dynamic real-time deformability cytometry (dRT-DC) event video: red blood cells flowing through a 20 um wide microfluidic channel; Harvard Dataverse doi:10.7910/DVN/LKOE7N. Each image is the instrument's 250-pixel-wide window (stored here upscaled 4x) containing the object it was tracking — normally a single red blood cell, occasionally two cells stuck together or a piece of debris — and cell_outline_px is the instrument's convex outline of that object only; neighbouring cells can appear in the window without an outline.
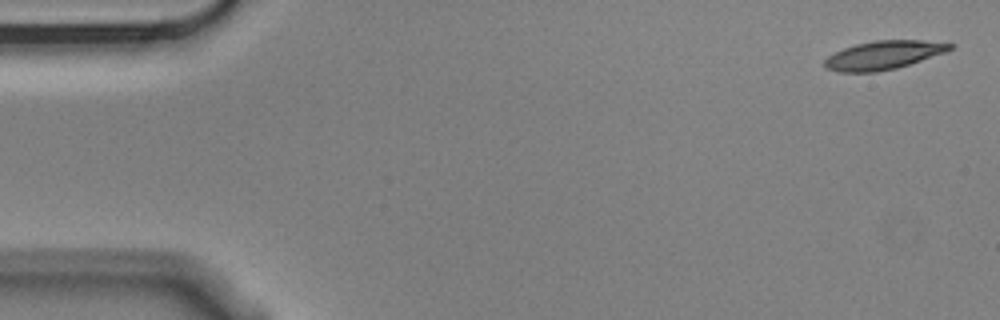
{"species": "Egyptian fruit bat (a non-hibernating species)", "species_latin": "Rousettus aegyptiacus", "temperature_condition": "cold", "stored_images_in_passage": 5, "camera_frame_rate_fps": 3000, "um_per_image_px": 0.085, "animal": {"sex": "male"}, "frame": {"image": 1, "passage_image": 1, "time_ms": 0.0, "image_size_px": [1000, 320], "cell_outline_px": [[952, 48], [944, 52], [896, 68], [876, 72], [840, 72], [824, 68], [824, 60], [828, 56], [844, 48], [856, 44], [876, 40], [920, 40], [952, 44]], "centroid_in_image_um": [75.02, 4.69], "position_along_channel_um": 10.0, "area_um2": 20.46}}
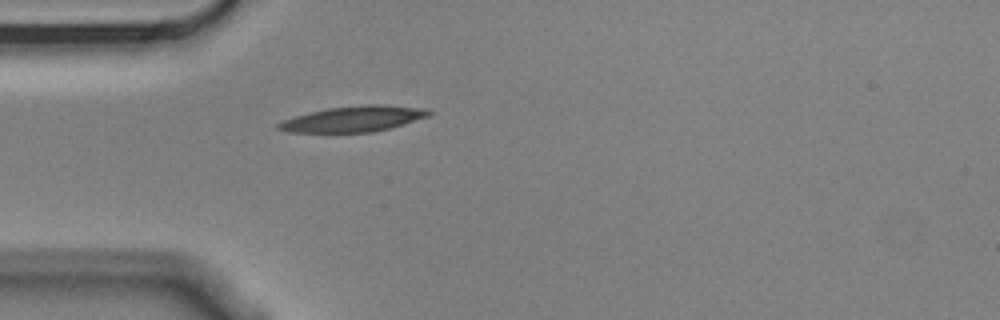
{"frame": {"image": 2, "passage_image": 5, "time_ms": 1.333, "image_size_px": [1000, 320], "cell_outline_px": [[432, 112], [428, 116], [392, 128], [372, 132], [288, 132], [276, 128], [276, 124], [284, 120], [296, 116], [328, 108], [368, 104], [380, 104], [428, 108]], "centroid_in_image_um": [30.09, 10.1], "position_along_channel_um": 54.9, "area_um2": 22.43}}